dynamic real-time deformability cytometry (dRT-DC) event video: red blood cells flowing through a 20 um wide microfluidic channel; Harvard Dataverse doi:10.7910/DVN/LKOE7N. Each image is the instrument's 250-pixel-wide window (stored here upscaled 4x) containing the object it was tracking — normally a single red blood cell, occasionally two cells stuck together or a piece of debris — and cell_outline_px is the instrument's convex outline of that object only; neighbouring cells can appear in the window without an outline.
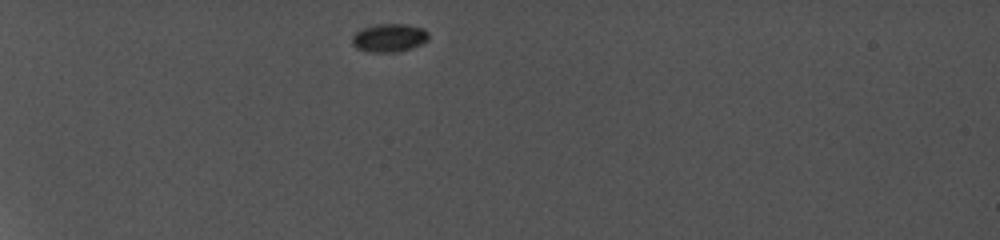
{"species": "common noctule bat (a hibernating species)", "species_latin": "Nyctalus noctula", "temperature_condition": "cold", "stored_images_in_passage": 22, "camera_frame_rate_fps": 5000, "um_per_image_px": 0.085, "animal": {"sex": "female", "body_mass_g": 19.0, "forearm_length_mm": 56.7}, "frame": {"image": 1, "passage_image": 1, "time_ms": 0.0, "image_size_px": [1000, 240], "cell_outline_px": [[428, 40], [412, 48], [396, 52], [368, 52], [356, 48], [352, 44], [352, 36], [360, 28], [376, 24], [408, 24], [424, 28], [428, 32]], "centroid_in_image_um": [33.07, 3.21], "position_along_channel_um": 51.9, "area_um2": 12.77}}
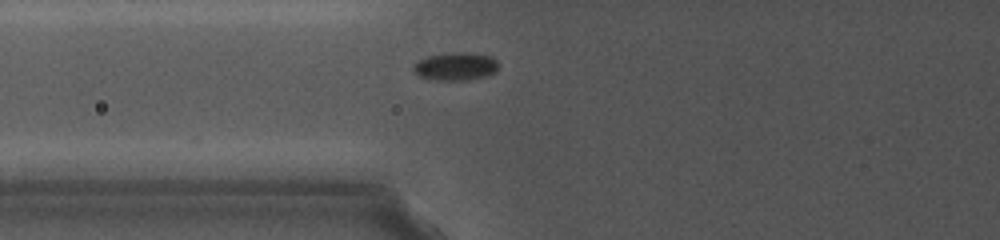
{"frame": {"image": 2, "passage_image": 9, "time_ms": 2.4, "image_size_px": [1000, 240], "cell_outline_px": [[496, 72], [484, 76], [464, 80], [440, 80], [420, 76], [412, 68], [412, 64], [416, 60], [428, 56], [452, 52], [472, 52], [492, 56], [496, 60]], "centroid_in_image_um": [38.71, 5.61], "position_along_channel_um": 87.1, "area_um2": 13.81}}
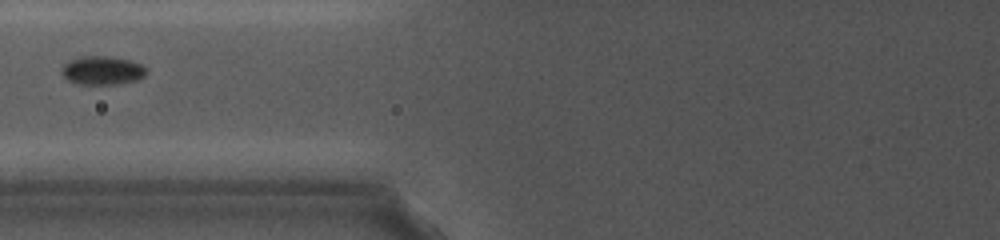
{"frame": {"image": 3, "passage_image": 10, "time_ms": 3.2, "image_size_px": [1000, 240], "cell_outline_px": [[148, 72], [140, 80], [120, 84], [76, 84], [68, 80], [60, 72], [60, 68], [68, 60], [80, 56], [108, 56], [132, 60], [148, 68]], "centroid_in_image_um": [8.71, 5.98], "position_along_channel_um": 117.1, "area_um2": 14.57}}